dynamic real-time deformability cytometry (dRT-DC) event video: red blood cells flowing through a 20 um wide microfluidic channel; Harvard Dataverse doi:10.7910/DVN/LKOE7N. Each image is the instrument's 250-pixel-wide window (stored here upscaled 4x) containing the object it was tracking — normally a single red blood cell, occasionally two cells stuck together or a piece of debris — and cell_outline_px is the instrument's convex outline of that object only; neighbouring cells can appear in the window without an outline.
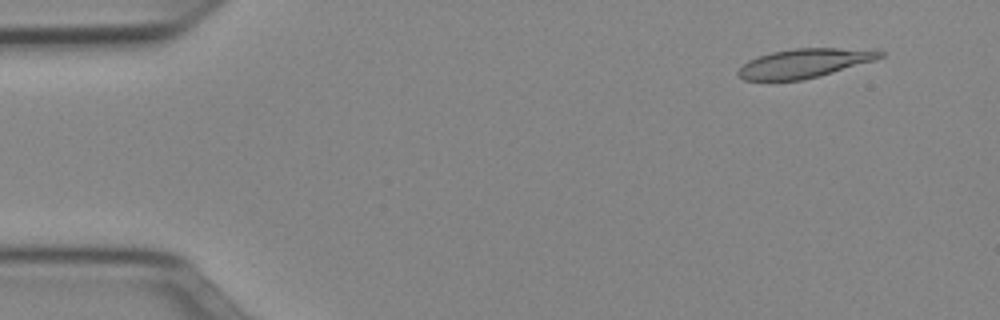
{"species": "Egyptian fruit bat (a non-hibernating species)", "species_latin": "Rousettus aegyptiacus", "temperature_condition": "cold", "stored_images_in_passage": 50, "camera_frame_rate_fps": 3000, "um_per_image_px": 0.085, "animal": {"sex": "female"}, "frame": {"image": 1, "passage_image": 4, "time_ms": 1.0, "image_size_px": [1000, 320], "cell_outline_px": [[884, 56], [876, 60], [820, 76], [800, 80], [744, 80], [736, 72], [748, 60], [772, 52], [792, 48], [880, 48], [884, 52]], "centroid_in_image_um": [68.49, 5.35], "position_along_channel_um": 16.5, "area_um2": 24.28}}
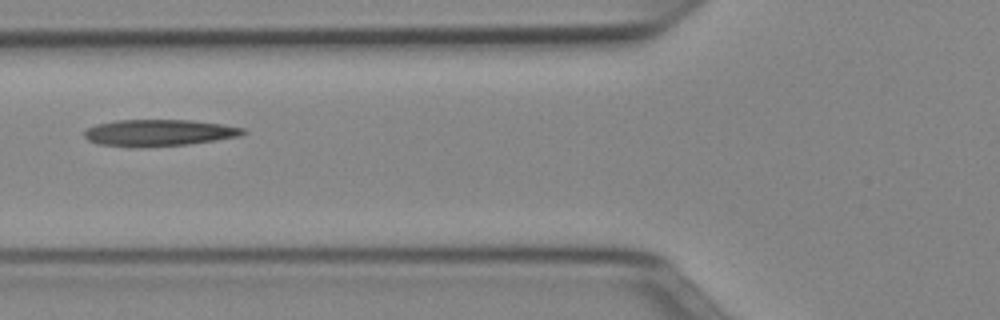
{"frame": {"image": 2, "passage_image": 19, "time_ms": 6.0, "image_size_px": [1000, 320], "cell_outline_px": [[248, 132], [240, 136], [216, 140], [188, 144], [136, 148], [132, 148], [96, 144], [88, 140], [84, 136], [84, 132], [88, 128], [96, 124], [116, 120], [192, 120], [224, 124], [244, 128]], "centroid_in_image_um": [13.5, 11.29], "position_along_channel_um": 112.3, "area_um2": 24.97}}
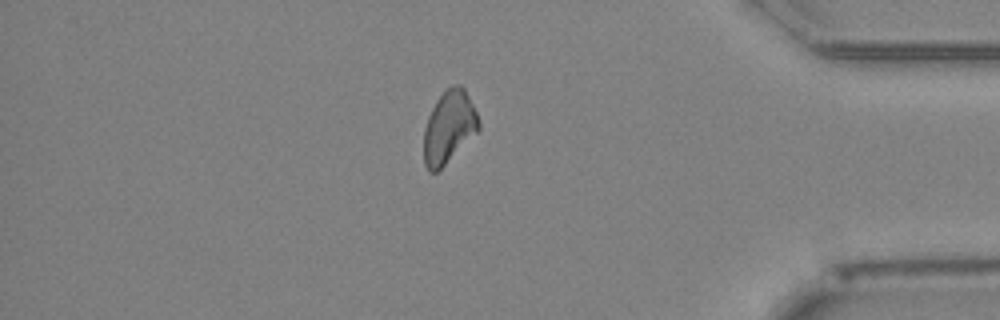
{"frame": {"image": 3, "passage_image": 43, "time_ms": 14.0, "image_size_px": [1000, 320], "cell_outline_px": [[480, 128], [436, 172], [428, 172], [424, 164], [424, 128], [428, 116], [436, 100], [452, 84], [460, 84], [464, 88], [480, 120]], "centroid_in_image_um": [38.14, 10.78], "position_along_channel_um": 397.1, "area_um2": 22.72}, "authors_computed_cell_mechanics": {"area_um2": 23.7847, "velocity_mm_per_s": 3.9593, "shape_relaxation_time_tau1_ms": null, "shape_relaxation_time_tau2_ms": 10.1957, "deformation_change_tau1": null, "deformation_change_tau2": 0.2391}}